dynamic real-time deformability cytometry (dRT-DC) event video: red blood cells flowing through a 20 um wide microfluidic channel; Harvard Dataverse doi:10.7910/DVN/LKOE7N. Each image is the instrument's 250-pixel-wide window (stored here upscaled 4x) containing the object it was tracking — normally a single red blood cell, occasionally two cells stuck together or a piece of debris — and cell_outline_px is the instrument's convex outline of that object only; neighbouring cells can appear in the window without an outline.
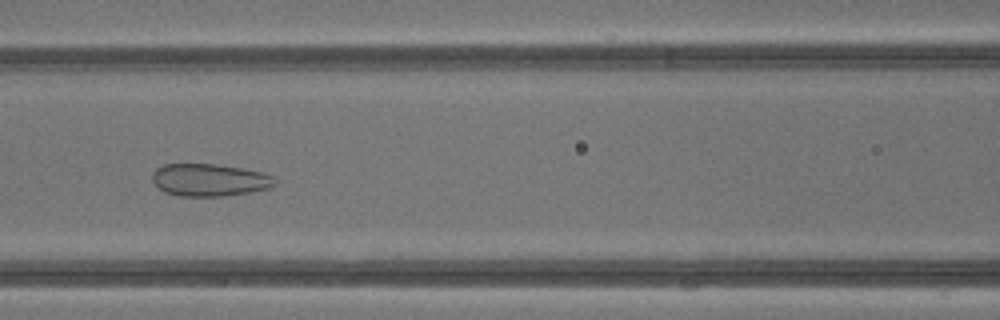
{"species": "common noctule bat (a hibernating species)", "species_latin": "Nyctalus noctula", "temperature_condition": "warm", "stored_images_in_passage": 36, "camera_frame_rate_fps": 3000, "um_per_image_px": 0.085, "animal": {"sex": "male", "body_mass_g": 13.3}, "frame": {"image": 1, "passage_image": 16, "time_ms": 5.0, "image_size_px": [1000, 320], "cell_outline_px": [[276, 184], [268, 188], [248, 192], [224, 196], [180, 196], [164, 192], [152, 180], [152, 172], [156, 168], [164, 164], [216, 164], [244, 168], [260, 172], [272, 176], [276, 180]], "centroid_in_image_um": [17.79, 15.29], "position_along_channel_um": 148.8, "area_um2": 23.12}}
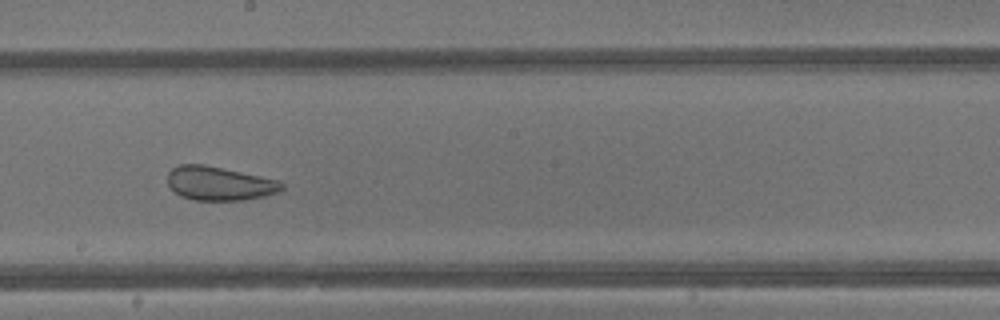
{"frame": {"image": 2, "passage_image": 21, "time_ms": 6.667, "image_size_px": [1000, 320], "cell_outline_px": [[284, 188], [280, 192], [264, 196], [244, 200], [192, 200], [180, 196], [168, 184], [168, 172], [172, 168], [180, 164], [204, 164], [280, 180], [284, 184]], "centroid_in_image_um": [18.67, 15.59], "position_along_channel_um": 229.5, "area_um2": 22.66}}
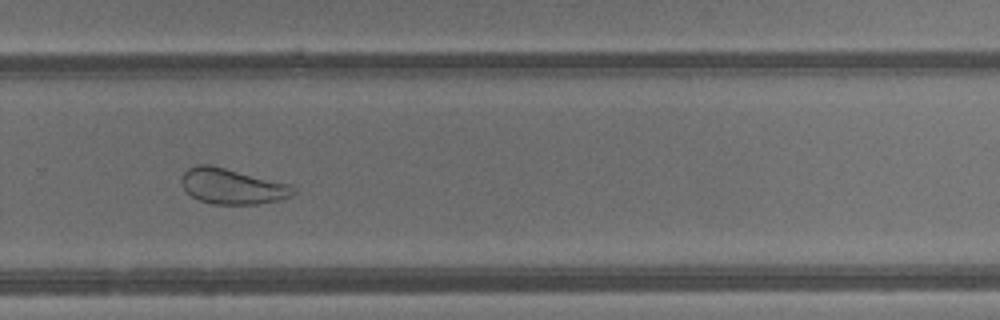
{"frame": {"image": 3, "passage_image": 26, "time_ms": 8.333, "image_size_px": [1000, 320], "cell_outline_px": [[296, 192], [292, 196], [276, 200], [256, 204], [212, 204], [200, 200], [192, 196], [184, 188], [180, 180], [180, 176], [188, 168], [196, 164], [208, 164], [292, 184], [296, 188]], "centroid_in_image_um": [19.74, 15.82], "position_along_channel_um": 310.1, "area_um2": 23.18}, "authors_computed_cell_mechanics": {"area_um2": 28.4954, "velocity_mm_per_s": 4.856, "shape_relaxation_time_tau1_ms": null, "shape_relaxation_time_tau2_ms": 1.0392, "deformation_change_tau1": null, "deformation_change_tau2": 0.088}}